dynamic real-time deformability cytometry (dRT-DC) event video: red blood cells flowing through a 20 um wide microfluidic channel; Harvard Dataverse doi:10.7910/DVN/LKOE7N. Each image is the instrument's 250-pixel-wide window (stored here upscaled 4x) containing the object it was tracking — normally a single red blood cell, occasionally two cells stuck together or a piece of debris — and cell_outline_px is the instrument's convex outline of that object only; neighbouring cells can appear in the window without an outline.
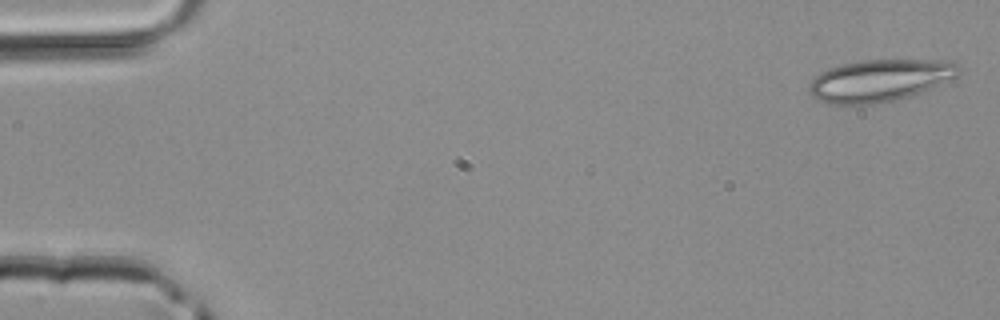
{"species": "common noctule bat (a hibernating species)", "species_latin": "Nyctalus noctula", "temperature_condition": "room temperature", "stored_images_in_passage": 3, "camera_frame_rate_fps": 3000, "um_per_image_px": 0.085, "animal": {"sex": "male", "body_mass_g": 20.4}, "frame": {"image": 1, "passage_image": 1, "time_ms": 0.0, "image_size_px": [1000, 320], "cell_outline_px": [[964, 68], [956, 76], [940, 88], [876, 104], [828, 104], [812, 96], [808, 88], [812, 80], [820, 72], [828, 68], [860, 60], [944, 60], [960, 64]], "centroid_in_image_um": [74.87, 6.84], "position_along_channel_um": 10.1, "area_um2": 37.17}}